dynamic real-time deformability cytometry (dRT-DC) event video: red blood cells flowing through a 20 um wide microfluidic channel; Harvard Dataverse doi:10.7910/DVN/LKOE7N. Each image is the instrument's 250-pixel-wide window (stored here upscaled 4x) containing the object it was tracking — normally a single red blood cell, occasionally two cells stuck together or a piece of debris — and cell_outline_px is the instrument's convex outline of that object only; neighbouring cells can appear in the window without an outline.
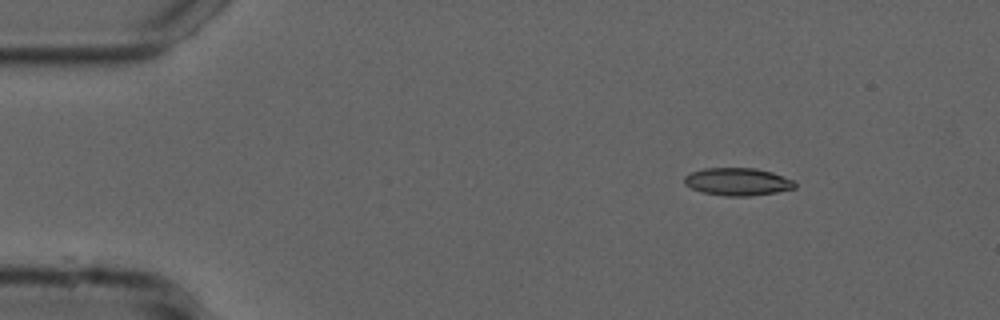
{"species": "common noctule bat (a hibernating species)", "species_latin": "Nyctalus noctula", "temperature_condition": "cold", "stored_images_in_passage": 20, "camera_frame_rate_fps": 3000, "um_per_image_px": 0.085, "animal": {"sex": "male", "forearm_length_mm": 52.5}, "frame": {"image": 1, "passage_image": 1, "time_ms": 0.0, "image_size_px": [1000, 320], "cell_outline_px": [[796, 188], [776, 192], [748, 196], [724, 196], [704, 192], [692, 188], [684, 184], [684, 176], [692, 172], [704, 168], [756, 168], [772, 172], [792, 180], [796, 184]], "centroid_in_image_um": [62.69, 15.44], "position_along_channel_um": 22.3, "area_um2": 17.69}}
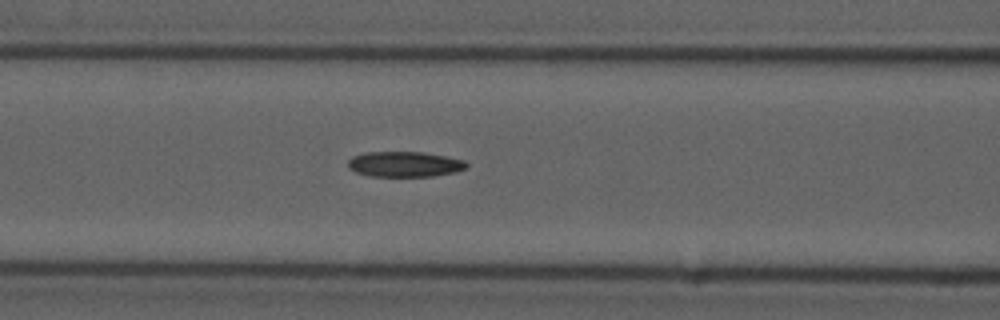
{"frame": {"image": 2, "passage_image": 16, "time_ms": 5.0, "image_size_px": [1000, 320], "cell_outline_px": [[468, 164], [464, 168], [456, 172], [432, 176], [368, 176], [356, 172], [348, 168], [348, 160], [352, 156], [364, 152], [424, 152], [464, 160]], "centroid_in_image_um": [34.35, 13.95], "position_along_channel_um": 132.2, "area_um2": 17.51}}
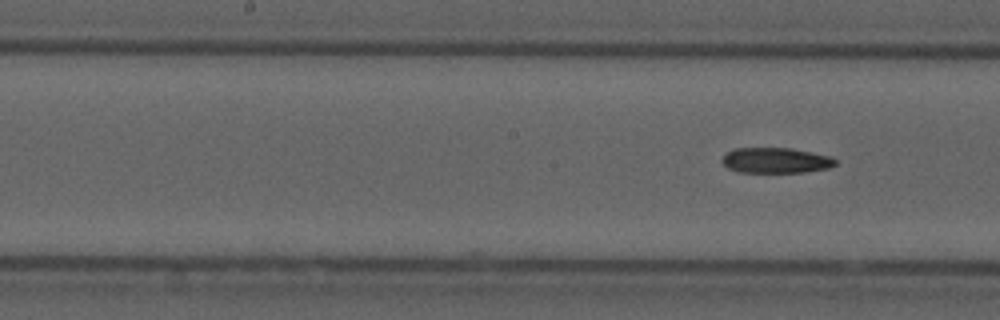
{"frame": {"image": 3, "passage_image": 20, "time_ms": 6.333, "image_size_px": [1000, 320], "cell_outline_px": [[836, 164], [828, 168], [804, 172], [736, 172], [728, 168], [724, 164], [724, 156], [732, 148], [792, 148], [832, 156], [836, 160]], "centroid_in_image_um": [65.97, 13.63], "position_along_channel_um": 182.2, "area_um2": 16.76}}